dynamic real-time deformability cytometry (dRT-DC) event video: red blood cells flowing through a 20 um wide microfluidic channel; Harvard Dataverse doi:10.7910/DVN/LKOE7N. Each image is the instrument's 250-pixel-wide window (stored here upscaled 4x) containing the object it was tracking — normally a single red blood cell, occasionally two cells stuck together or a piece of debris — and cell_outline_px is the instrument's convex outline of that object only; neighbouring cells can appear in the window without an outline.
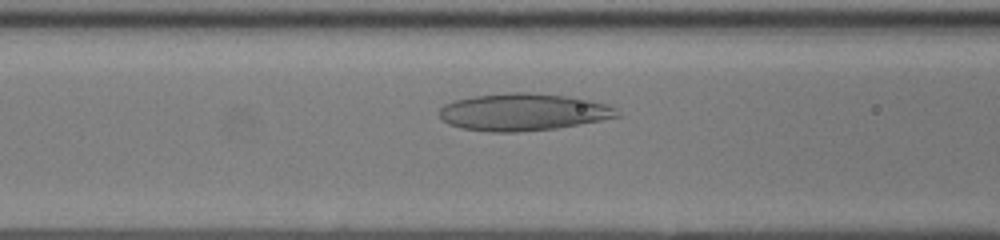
{"species": "human", "species_latin": "Homo sapiens", "temperature_condition": "room temperature", "stored_images_in_passage": 38, "camera_frame_rate_fps": 3000, "um_per_image_px": 0.085, "donor": {"sex": "female"}, "frame": {"image": 1, "passage_image": 14, "time_ms": 4.333, "image_size_px": [1000, 240], "cell_outline_px": [[620, 116], [600, 120], [556, 128], [516, 132], [488, 132], [460, 128], [448, 124], [440, 116], [440, 108], [444, 104], [456, 100], [472, 96], [508, 92], [528, 92], [564, 96], [588, 100], [608, 104], [616, 108], [620, 112]], "centroid_in_image_um": [44.44, 9.52], "position_along_channel_um": 122.2, "area_um2": 38.44}}
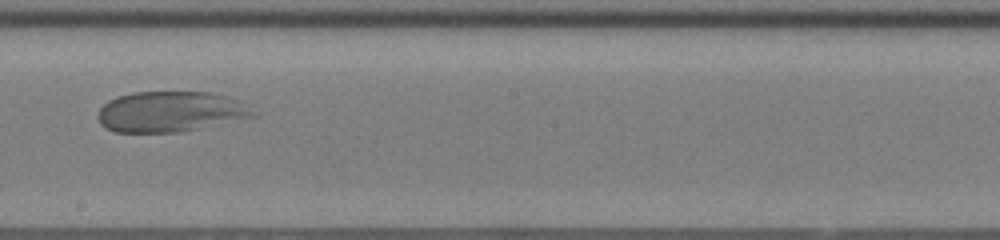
{"frame": {"image": 2, "passage_image": 21, "time_ms": 6.667, "image_size_px": [1000, 240], "cell_outline_px": [[256, 116], [176, 132], [116, 132], [100, 124], [96, 116], [100, 108], [108, 100], [132, 92], [212, 92], [228, 96], [236, 100]], "centroid_in_image_um": [14.38, 9.48], "position_along_channel_um": 233.8, "area_um2": 35.95}}
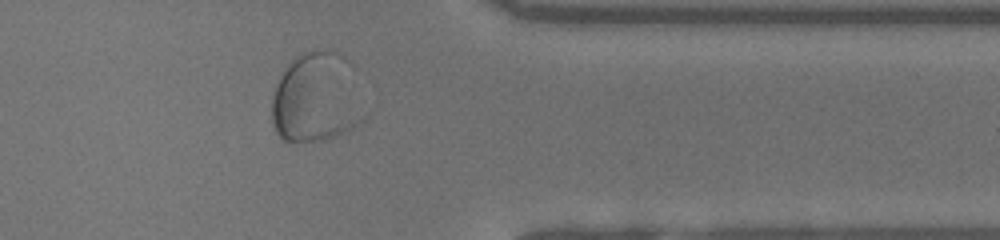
{"frame": {"image": 3, "passage_image": 31, "time_ms": 10.0, "image_size_px": [1000, 240], "cell_outline_px": [[368, 116], [364, 120], [324, 140], [284, 140], [276, 132], [272, 120], [272, 96], [276, 84], [280, 76], [292, 60], [304, 52], [312, 48], [328, 48], [340, 56], [348, 64]], "centroid_in_image_um": [26.88, 8.29], "position_along_channel_um": 384.5, "area_um2": 47.86}}